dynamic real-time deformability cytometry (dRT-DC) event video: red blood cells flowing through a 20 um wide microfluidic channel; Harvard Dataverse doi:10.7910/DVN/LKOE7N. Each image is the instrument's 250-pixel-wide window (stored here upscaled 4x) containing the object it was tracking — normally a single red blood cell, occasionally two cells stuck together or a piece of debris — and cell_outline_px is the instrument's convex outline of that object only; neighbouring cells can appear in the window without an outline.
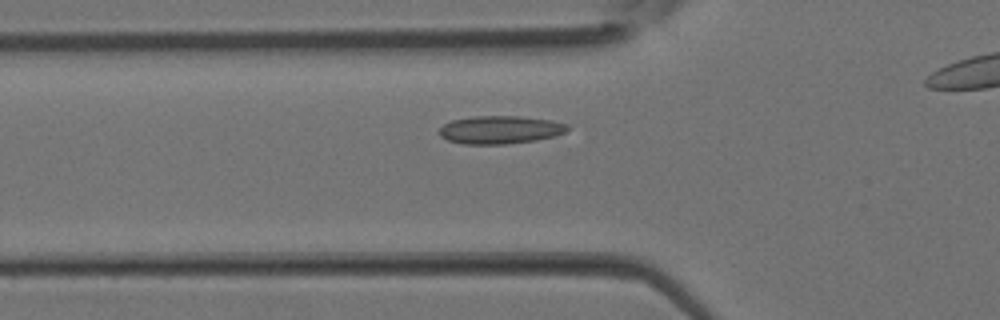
{"species": "Egyptian fruit bat (a non-hibernating species)", "species_latin": "Rousettus aegyptiacus", "temperature_condition": "room temperature", "stored_images_in_passage": 27, "camera_frame_rate_fps": 3000, "um_per_image_px": 0.085, "animal": {"sex": "female"}, "frame": {"image": 1, "passage_image": 9, "time_ms": 2.667, "image_size_px": [1000, 320], "cell_outline_px": [[568, 128], [564, 132], [556, 136], [536, 140], [504, 144], [464, 144], [448, 140], [440, 136], [440, 128], [444, 124], [452, 120], [476, 116], [520, 116], [552, 120], [568, 124]], "centroid_in_image_um": [42.53, 11.03], "position_along_channel_um": 83.3, "area_um2": 20.87}}
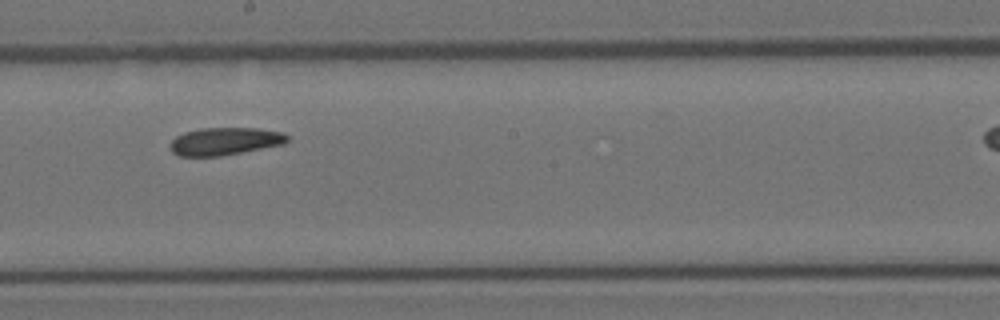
{"frame": {"image": 2, "passage_image": 17, "time_ms": 5.333, "image_size_px": [1000, 320], "cell_outline_px": [[288, 140], [284, 144], [220, 156], [180, 156], [172, 152], [172, 140], [176, 136], [184, 132], [200, 128], [260, 128], [284, 132], [288, 136]], "centroid_in_image_um": [19.14, 12.0], "position_along_channel_um": 229.1, "area_um2": 18.79}}
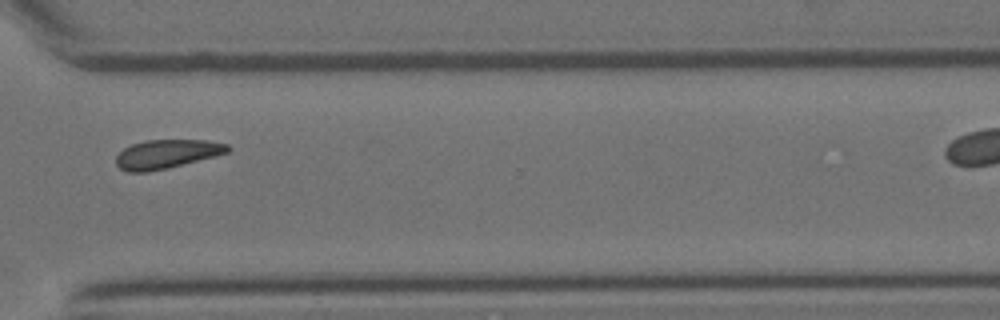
{"frame": {"image": 3, "passage_image": 24, "time_ms": 7.667, "image_size_px": [1000, 320], "cell_outline_px": [[232, 148], [228, 152], [148, 172], [128, 172], [120, 168], [116, 164], [116, 156], [124, 148], [132, 144], [148, 140], [208, 140], [228, 144]], "centroid_in_image_um": [14.15, 13.08], "position_along_channel_um": 356.5, "area_um2": 18.38}}